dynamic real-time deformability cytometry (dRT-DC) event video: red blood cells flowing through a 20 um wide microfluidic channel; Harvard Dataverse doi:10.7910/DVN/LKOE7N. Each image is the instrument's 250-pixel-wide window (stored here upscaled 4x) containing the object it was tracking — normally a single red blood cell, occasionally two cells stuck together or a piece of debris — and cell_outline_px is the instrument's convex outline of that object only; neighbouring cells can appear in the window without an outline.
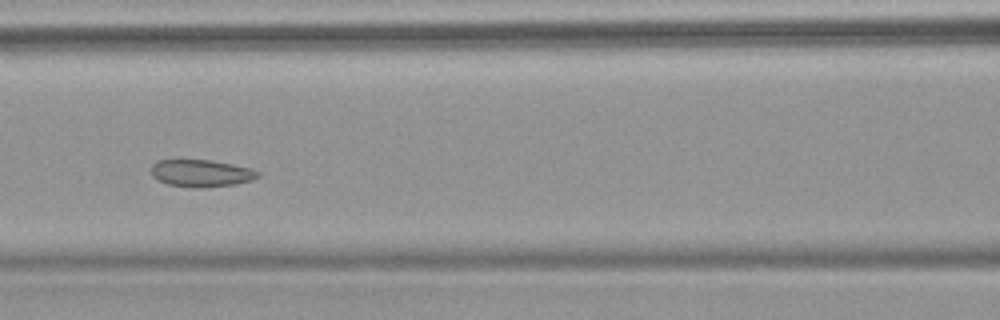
{"species": "common noctule bat (a hibernating species)", "species_latin": "Nyctalus noctula", "temperature_condition": "warm", "stored_images_in_passage": 9, "camera_frame_rate_fps": 3000, "um_per_image_px": 0.085, "animal": {"sex": "female", "body_mass_g": 18.4}, "frame": {"image": 1, "passage_image": 7, "time_ms": 7.0, "image_size_px": [1000, 320], "cell_outline_px": [[260, 176], [252, 180], [236, 184], [204, 188], [192, 188], [168, 184], [152, 176], [152, 164], [160, 160], [212, 160], [252, 168], [260, 172]], "centroid_in_image_um": [17.15, 14.73], "position_along_channel_um": 149.4, "area_um2": 16.99}}
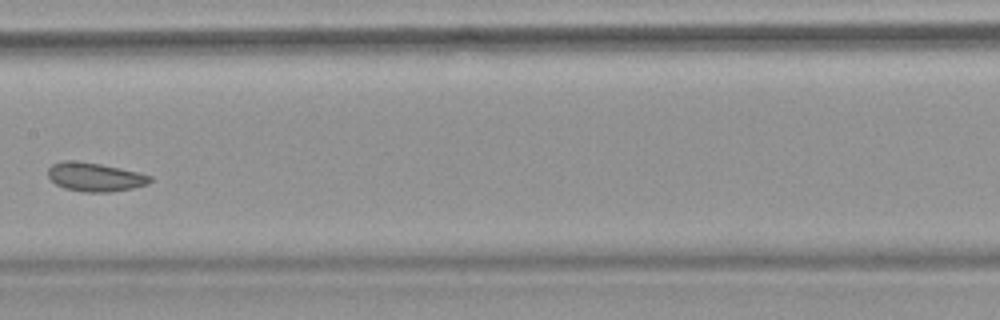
{"frame": {"image": 2, "passage_image": 8, "time_ms": 8.333, "image_size_px": [1000, 320], "cell_outline_px": [[152, 180], [148, 184], [132, 188], [108, 192], [84, 192], [64, 188], [56, 184], [48, 176], [48, 168], [52, 164], [64, 160], [76, 160], [100, 164], [120, 168], [152, 176]], "centroid_in_image_um": [8.05, 15.04], "position_along_channel_um": 199.4, "area_um2": 17.05}}
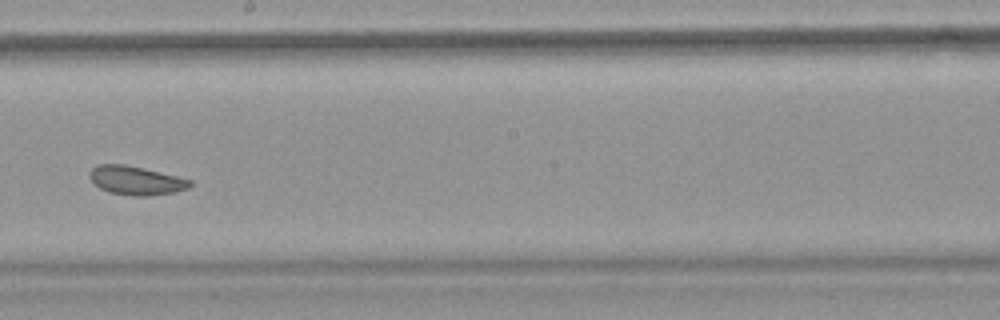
{"frame": {"image": 3, "passage_image": 9, "time_ms": 9.333, "image_size_px": [1000, 320], "cell_outline_px": [[192, 184], [188, 188], [172, 192], [148, 196], [132, 196], [108, 192], [100, 188], [88, 176], [88, 172], [96, 164], [124, 164], [144, 168], [192, 180]], "centroid_in_image_um": [11.52, 15.33], "position_along_channel_um": 236.7, "area_um2": 16.82}}